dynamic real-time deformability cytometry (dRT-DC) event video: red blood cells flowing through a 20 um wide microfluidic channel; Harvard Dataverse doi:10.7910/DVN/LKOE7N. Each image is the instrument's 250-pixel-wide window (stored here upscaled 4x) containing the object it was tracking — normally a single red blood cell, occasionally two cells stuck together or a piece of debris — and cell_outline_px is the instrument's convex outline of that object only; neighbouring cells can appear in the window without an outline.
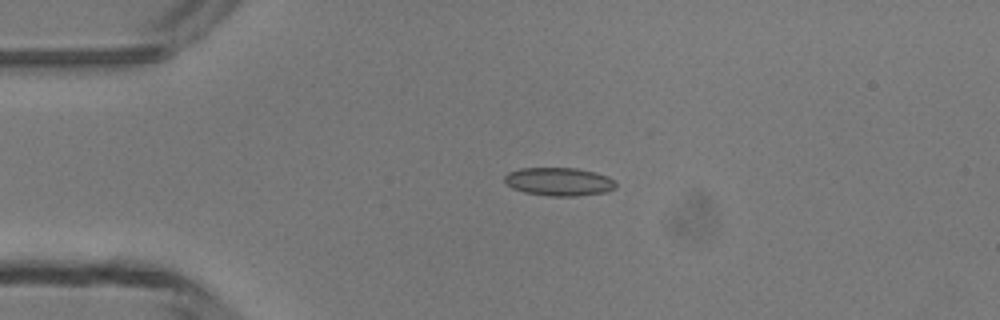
{"species": "common noctule bat (a hibernating species)", "species_latin": "Nyctalus noctula", "temperature_condition": "room temperature", "stored_images_in_passage": 1, "camera_frame_rate_fps": 3000, "um_per_image_px": 0.085, "animal": {"sex": "male", "body_mass_g": 13.3}, "frame": {"image": 1, "passage_image": 1, "time_ms": 0.0, "image_size_px": [1000, 320], "cell_outline_px": [[616, 188], [604, 192], [576, 196], [548, 196], [524, 192], [512, 188], [504, 180], [504, 176], [508, 172], [520, 168], [576, 168], [596, 172], [608, 176], [616, 184]], "centroid_in_image_um": [47.5, 15.44], "position_along_channel_um": 37.5, "area_um2": 18.32}}